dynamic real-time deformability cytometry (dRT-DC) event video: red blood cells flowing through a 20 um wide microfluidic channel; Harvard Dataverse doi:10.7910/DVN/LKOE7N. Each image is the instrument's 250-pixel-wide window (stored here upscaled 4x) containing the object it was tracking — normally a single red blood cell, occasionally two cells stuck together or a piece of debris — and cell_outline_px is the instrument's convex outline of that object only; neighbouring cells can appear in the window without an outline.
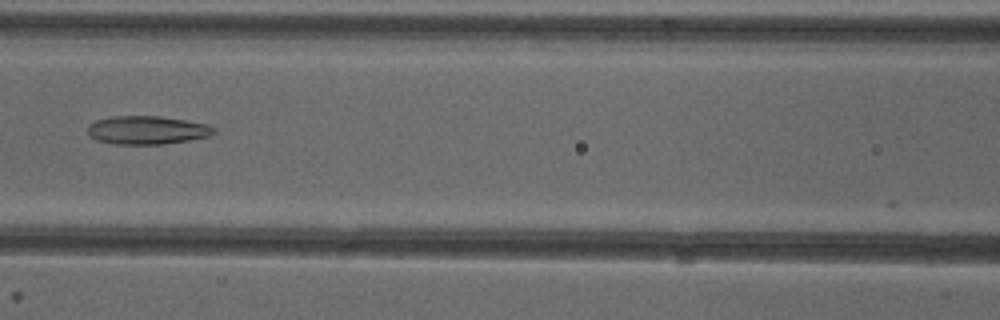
{"species": "common noctule bat (a hibernating species)", "species_latin": "Nyctalus noctula", "temperature_condition": "cold", "stored_images_in_passage": 44, "camera_frame_rate_fps": 3000, "um_per_image_px": 0.085, "animal": {"sex": "female"}, "frame": {"image": 1, "passage_image": 23, "time_ms": 7.333, "image_size_px": [1000, 320], "cell_outline_px": [[216, 132], [208, 136], [188, 140], [164, 144], [112, 144], [96, 140], [88, 136], [88, 124], [96, 120], [112, 116], [160, 116], [208, 124], [216, 128]], "centroid_in_image_um": [12.47, 11.06], "position_along_channel_um": 154.1, "area_um2": 20.98}}
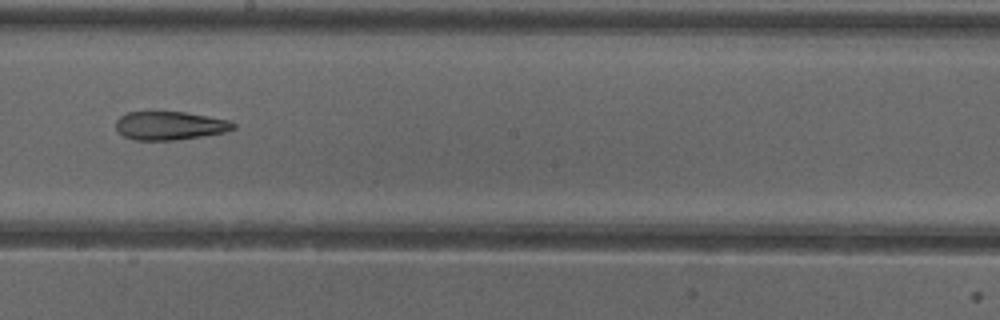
{"frame": {"image": 2, "passage_image": 29, "time_ms": 9.333, "image_size_px": [1000, 320], "cell_outline_px": [[236, 128], [224, 132], [200, 136], [172, 140], [136, 140], [124, 136], [116, 128], [116, 120], [120, 116], [128, 112], [184, 112], [228, 120], [236, 124]], "centroid_in_image_um": [14.42, 10.67], "position_along_channel_um": 233.8, "area_um2": 19.19}}
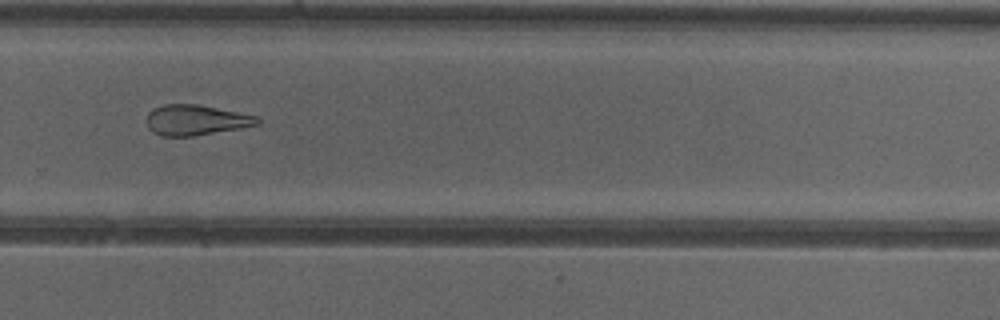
{"frame": {"image": 3, "passage_image": 35, "time_ms": 11.333, "image_size_px": [1000, 320], "cell_outline_px": [[260, 124], [240, 128], [192, 136], [160, 136], [152, 132], [148, 128], [144, 120], [148, 112], [152, 108], [164, 104], [200, 104], [256, 116], [260, 120]], "centroid_in_image_um": [16.58, 10.2], "position_along_channel_um": 313.2, "area_um2": 19.83}}